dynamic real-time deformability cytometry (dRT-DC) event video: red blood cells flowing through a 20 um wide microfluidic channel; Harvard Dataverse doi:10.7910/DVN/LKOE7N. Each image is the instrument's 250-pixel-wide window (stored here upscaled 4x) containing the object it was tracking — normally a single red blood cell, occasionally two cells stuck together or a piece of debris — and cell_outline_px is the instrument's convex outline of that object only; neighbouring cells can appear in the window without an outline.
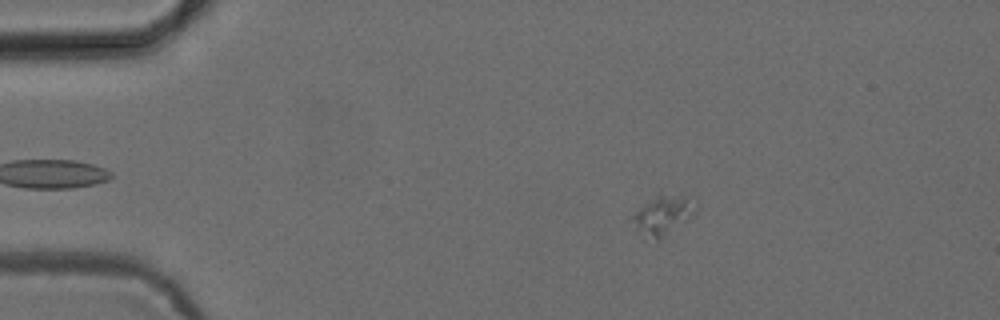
{"species": "common noctule bat (a hibernating species)", "species_latin": "Nyctalus noctula", "temperature_condition": "cold", "stored_images_in_passage": 43, "camera_frame_rate_fps": 3000, "um_per_image_px": 0.085, "animal": {"sex": "female", "body_mass_g": 24.6, "forearm_length_mm": 56.2}, "frame": {"image": 1, "passage_image": 7, "time_ms": 2.0, "image_size_px": [1000, 320], "cell_outline_px": [[696, 212], [660, 240], [636, 228], [628, 220], [660, 188], [680, 196], [696, 208]], "centroid_in_image_um": [56.29, 18.19], "position_along_channel_um": 28.7, "area_um2": 14.05}}
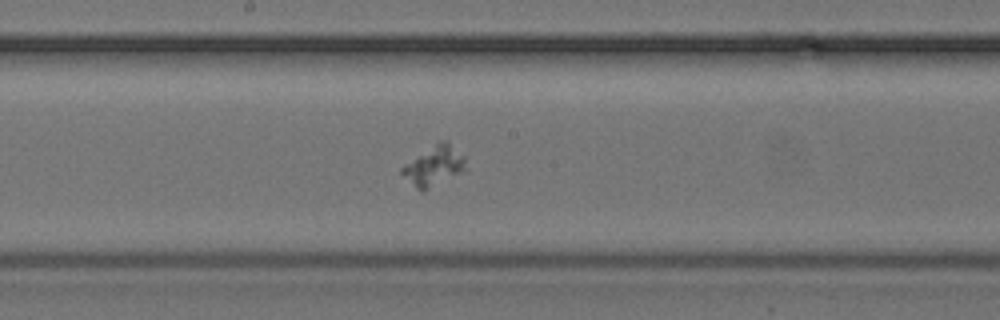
{"frame": {"image": 2, "passage_image": 26, "time_ms": 8.333, "image_size_px": [1000, 320], "cell_outline_px": [[468, 168], [424, 192], [420, 192], [400, 172], [400, 168], [404, 164], [440, 140], [444, 140], [464, 156]], "centroid_in_image_um": [36.88, 14.13], "position_along_channel_um": 211.3, "area_um2": 14.62}}
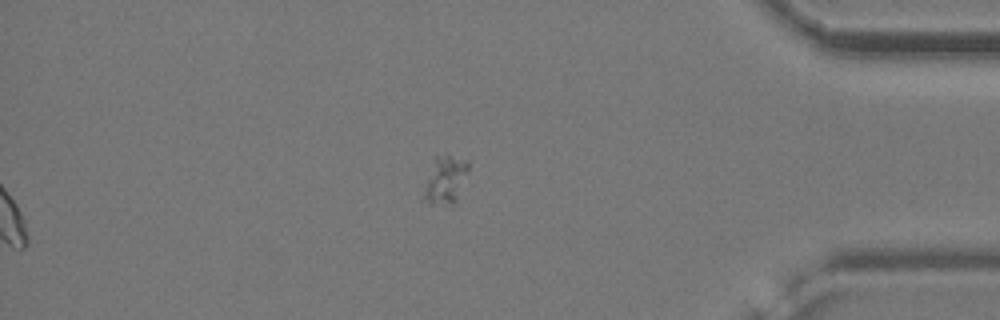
{"frame": {"image": 3, "passage_image": 43, "time_ms": 14.0, "image_size_px": [1000, 320], "cell_outline_px": [[468, 172], [456, 200], [452, 208], [428, 204], [424, 196], [424, 192], [436, 156], [448, 156], [468, 160]], "centroid_in_image_um": [37.9, 15.38], "position_along_channel_um": 397.3, "area_um2": 12.08}}